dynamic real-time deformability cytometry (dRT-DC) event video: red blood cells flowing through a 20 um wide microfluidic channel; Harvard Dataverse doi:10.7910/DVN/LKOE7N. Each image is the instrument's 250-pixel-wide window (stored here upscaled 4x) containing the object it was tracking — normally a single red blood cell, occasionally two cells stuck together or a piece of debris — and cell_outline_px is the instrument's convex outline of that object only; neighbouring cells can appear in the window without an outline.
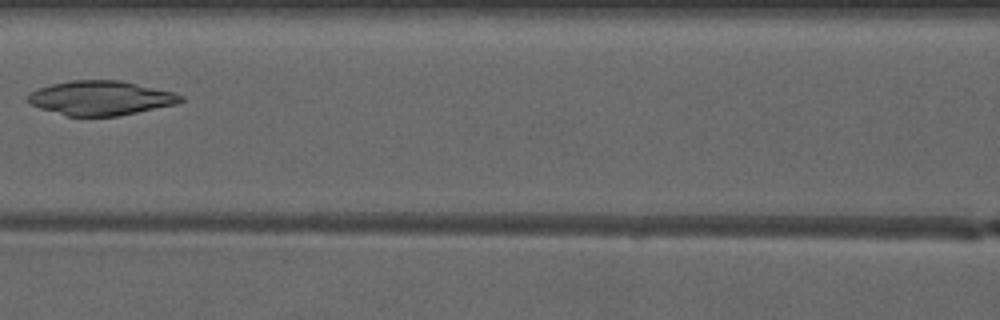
{"species": "common noctule bat (a hibernating species)", "species_latin": "Nyctalus noctula", "temperature_condition": "warm", "stored_images_in_passage": 6, "camera_frame_rate_fps": 3000, "um_per_image_px": 0.085, "animal": {"sex": "male", "forearm_length_mm": 52.5}, "frame": {"image": 1, "passage_image": 5, "time_ms": 4.667, "image_size_px": [1000, 320], "cell_outline_px": [[184, 100], [176, 104], [116, 116], [68, 116], [40, 108], [28, 104], [24, 96], [28, 92], [52, 84], [72, 80], [120, 80], [176, 92], [184, 96]], "centroid_in_image_um": [8.53, 8.32], "position_along_channel_um": 158.1, "area_um2": 30.75}}
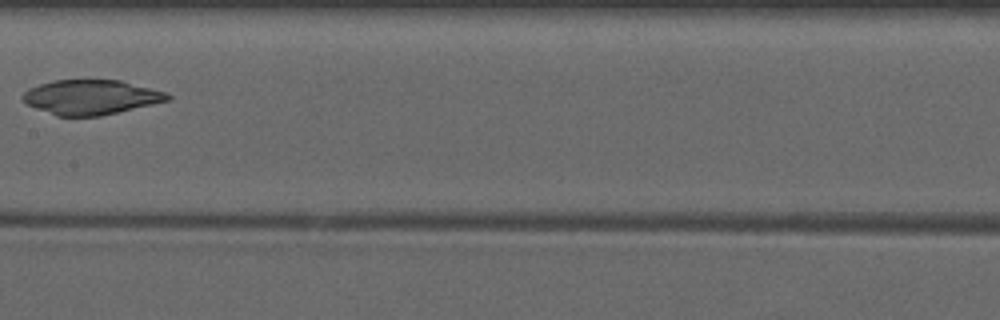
{"frame": {"image": 2, "passage_image": 6, "time_ms": 5.667, "image_size_px": [1000, 320], "cell_outline_px": [[172, 100], [100, 116], [56, 116], [36, 108], [28, 104], [20, 96], [24, 92], [40, 84], [52, 80], [88, 76], [120, 80], [168, 92], [172, 96]], "centroid_in_image_um": [7.77, 8.21], "position_along_channel_um": 199.6, "area_um2": 30.29}}